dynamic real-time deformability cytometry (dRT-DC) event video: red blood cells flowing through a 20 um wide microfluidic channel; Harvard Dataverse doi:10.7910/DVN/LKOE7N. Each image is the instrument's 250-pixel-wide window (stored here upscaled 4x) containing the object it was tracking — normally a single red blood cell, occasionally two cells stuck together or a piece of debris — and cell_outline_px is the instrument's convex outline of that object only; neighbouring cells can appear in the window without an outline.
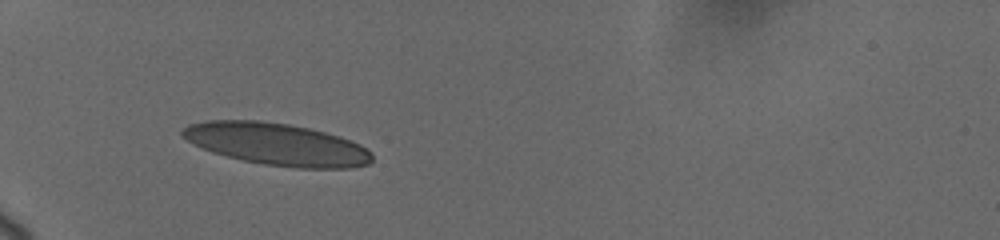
{"species": "human", "species_latin": "Homo sapiens", "temperature_condition": "cold", "stored_images_in_passage": 9, "camera_frame_rate_fps": 3000, "um_per_image_px": 0.085, "donor": {"sex": "female"}, "frame": {"image": 1, "passage_image": 1, "time_ms": 0.0, "image_size_px": [1000, 240], "cell_outline_px": [[372, 160], [368, 164], [348, 168], [296, 168], [264, 164], [244, 160], [212, 152], [180, 136], [180, 128], [188, 124], [204, 120], [260, 120], [288, 124], [308, 128], [340, 136], [360, 144], [372, 152]], "centroid_in_image_um": [23.51, 12.24], "position_along_channel_um": 61.5, "area_um2": 46.53}}
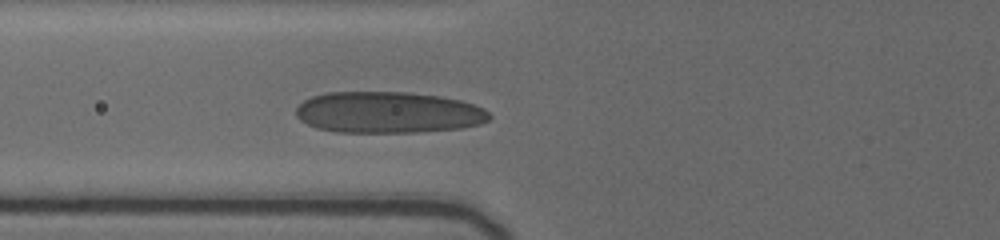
{"frame": {"image": 2, "passage_image": 7, "time_ms": 1.333, "image_size_px": [1000, 240], "cell_outline_px": [[492, 116], [488, 120], [480, 124], [460, 128], [416, 132], [336, 132], [316, 128], [300, 120], [296, 116], [296, 108], [304, 100], [312, 96], [328, 92], [408, 92], [440, 96], [460, 100], [484, 108]], "centroid_in_image_um": [32.99, 9.55], "position_along_channel_um": 92.8, "area_um2": 46.7}}